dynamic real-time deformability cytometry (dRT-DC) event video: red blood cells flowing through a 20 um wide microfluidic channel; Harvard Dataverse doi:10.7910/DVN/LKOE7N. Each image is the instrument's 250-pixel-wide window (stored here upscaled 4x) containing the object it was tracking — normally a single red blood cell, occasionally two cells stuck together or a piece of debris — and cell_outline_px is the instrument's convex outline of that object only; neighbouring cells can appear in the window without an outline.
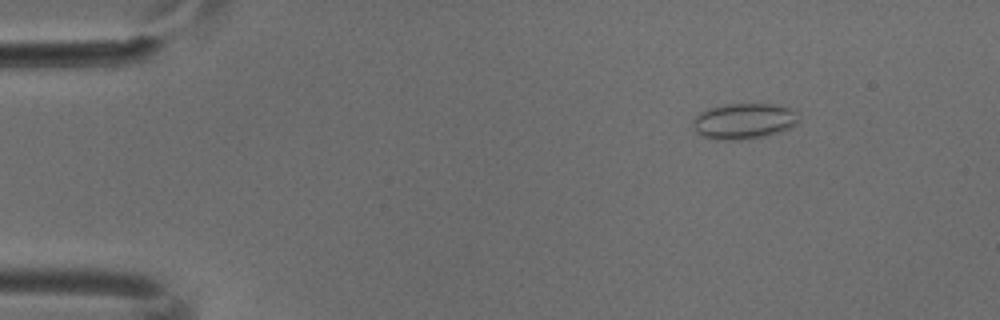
{"species": "common noctule bat (a hibernating species)", "species_latin": "Nyctalus noctula", "temperature_condition": "cold", "stored_images_in_passage": 6, "camera_frame_rate_fps": 3000, "um_per_image_px": 0.085, "animal": {"sex": "male", "body_mass_g": 18.8}, "frame": {"image": 1, "passage_image": 6, "time_ms": 1.667, "image_size_px": [1000, 320], "cell_outline_px": [[796, 124], [788, 128], [764, 136], [744, 140], [716, 140], [700, 136], [696, 132], [692, 124], [692, 120], [700, 112], [708, 108], [724, 104], [772, 104], [788, 108], [796, 112]], "centroid_in_image_um": [63.14, 10.3], "position_along_channel_um": 21.9, "area_um2": 21.96}}